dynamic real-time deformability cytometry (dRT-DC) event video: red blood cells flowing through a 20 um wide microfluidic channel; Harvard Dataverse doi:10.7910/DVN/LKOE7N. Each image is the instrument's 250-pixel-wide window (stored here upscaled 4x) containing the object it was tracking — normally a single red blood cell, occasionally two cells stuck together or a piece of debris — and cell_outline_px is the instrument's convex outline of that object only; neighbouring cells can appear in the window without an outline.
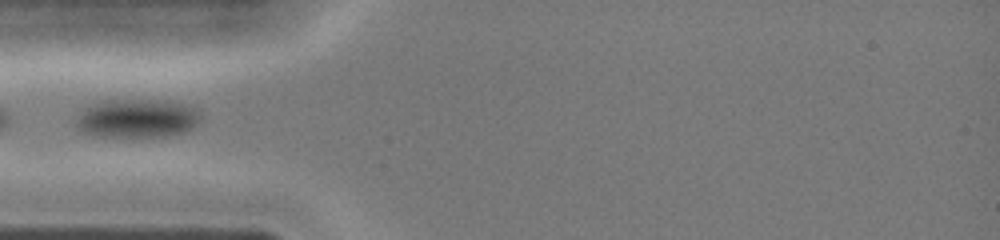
{"species": "common noctule bat (a hibernating species)", "species_latin": "Nyctalus noctula", "temperature_condition": "cold", "stored_images_in_passage": 16, "camera_frame_rate_fps": 3000, "um_per_image_px": 0.085, "animal": {"sex": "female", "body_mass_g": 19.0, "forearm_length_mm": 51.5}, "frame": {"image": 1, "passage_image": 12, "time_ms": 3.667, "image_size_px": [1000, 240], "cell_outline_px": [[200, 120], [192, 128], [184, 132], [164, 136], [92, 136], [80, 132], [76, 128], [76, 120], [80, 112], [84, 108], [100, 100], [172, 100], [184, 104], [192, 108], [200, 116]], "centroid_in_image_um": [11.58, 10.05], "position_along_channel_um": 73.4, "area_um2": 28.15}}